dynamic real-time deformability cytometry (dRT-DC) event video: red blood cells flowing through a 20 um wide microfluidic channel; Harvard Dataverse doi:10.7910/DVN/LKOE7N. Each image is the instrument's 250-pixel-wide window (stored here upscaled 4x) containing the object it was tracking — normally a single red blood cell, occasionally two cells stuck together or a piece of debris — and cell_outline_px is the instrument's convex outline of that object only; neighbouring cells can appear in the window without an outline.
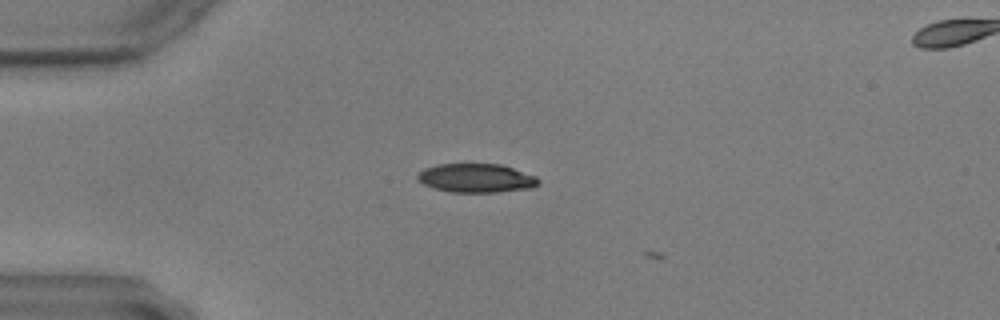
{"species": "common noctule bat (a hibernating species)", "species_latin": "Nyctalus noctula", "temperature_condition": "warm", "stored_images_in_passage": 5, "camera_frame_rate_fps": 3000, "um_per_image_px": 0.085, "animal": {"sex": "male", "body_mass_g": 17.9, "forearm_length_mm": 54.2}, "frame": {"image": 1, "passage_image": 4, "time_ms": 1.0, "image_size_px": [1000, 320], "cell_outline_px": [[540, 184], [532, 188], [496, 192], [452, 192], [432, 188], [416, 180], [416, 176], [424, 168], [440, 164], [500, 164], [536, 176], [540, 180]], "centroid_in_image_um": [40.47, 15.14], "position_along_channel_um": 44.5, "area_um2": 20.35}}